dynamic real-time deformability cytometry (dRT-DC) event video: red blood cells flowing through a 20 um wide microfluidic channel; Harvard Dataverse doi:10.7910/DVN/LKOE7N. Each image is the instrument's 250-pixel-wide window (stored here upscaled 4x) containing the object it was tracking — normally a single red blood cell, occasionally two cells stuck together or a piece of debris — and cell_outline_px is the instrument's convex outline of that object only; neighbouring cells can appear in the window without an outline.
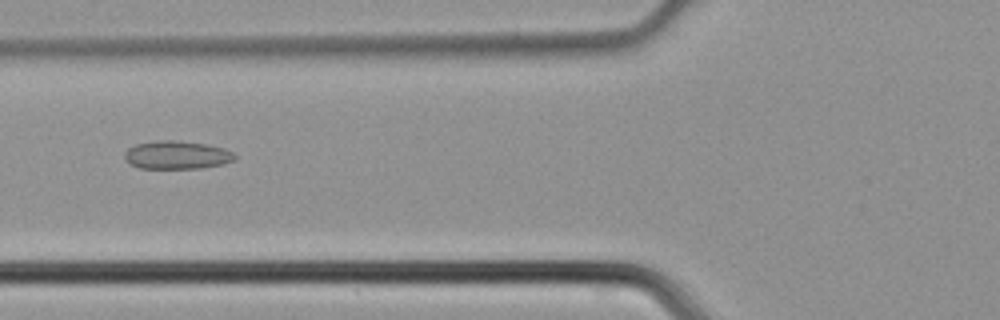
{"species": "common noctule bat (a hibernating species)", "species_latin": "Nyctalus noctula", "temperature_condition": "cold", "stored_images_in_passage": 41, "camera_frame_rate_fps": 3000, "um_per_image_px": 0.085, "animal": {"sex": "male", "body_mass_g": 21.5, "forearm_length_mm": 52.0}, "frame": {"image": 1, "passage_image": 13, "time_ms": 4.0, "image_size_px": [1000, 320], "cell_outline_px": [[236, 160], [224, 164], [200, 168], [140, 168], [132, 164], [124, 156], [124, 152], [128, 148], [136, 144], [156, 140], [176, 140], [208, 144], [224, 148], [232, 152], [236, 156]], "centroid_in_image_um": [15.07, 13.16], "position_along_channel_um": 110.7, "area_um2": 18.15}}
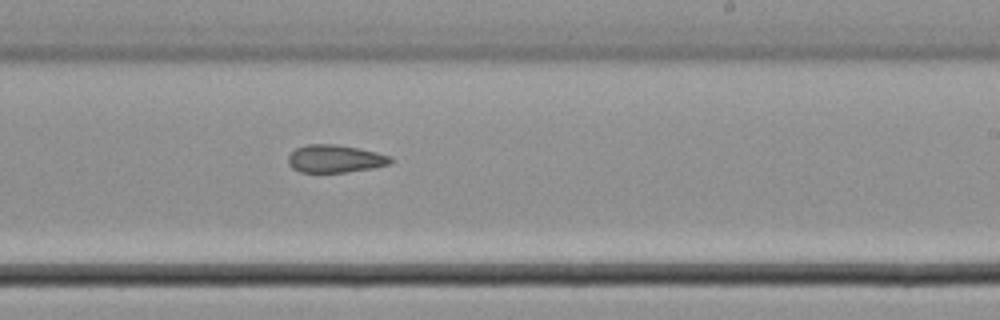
{"frame": {"image": 2, "passage_image": 23, "time_ms": 7.333, "image_size_px": [1000, 320], "cell_outline_px": [[396, 160], [388, 164], [372, 168], [344, 172], [300, 172], [292, 168], [288, 164], [288, 156], [296, 148], [308, 144], [336, 144], [376, 152], [392, 156]], "centroid_in_image_um": [28.49, 13.49], "position_along_channel_um": 260.5, "area_um2": 16.53}}
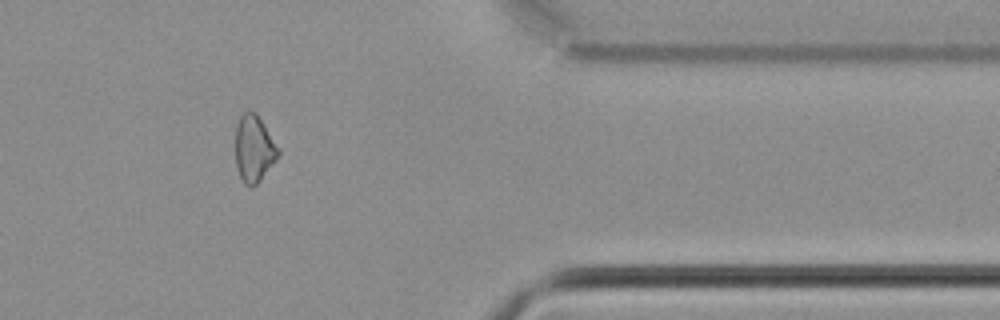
{"frame": {"image": 3, "passage_image": 33, "time_ms": 10.667, "image_size_px": [1000, 320], "cell_outline_px": [[280, 152], [276, 160], [260, 180], [252, 188], [244, 184], [240, 176], [236, 164], [236, 124], [240, 116], [244, 112], [256, 112], [280, 148]], "centroid_in_image_um": [21.6, 12.63], "position_along_channel_um": 389.8, "area_um2": 16.65}}